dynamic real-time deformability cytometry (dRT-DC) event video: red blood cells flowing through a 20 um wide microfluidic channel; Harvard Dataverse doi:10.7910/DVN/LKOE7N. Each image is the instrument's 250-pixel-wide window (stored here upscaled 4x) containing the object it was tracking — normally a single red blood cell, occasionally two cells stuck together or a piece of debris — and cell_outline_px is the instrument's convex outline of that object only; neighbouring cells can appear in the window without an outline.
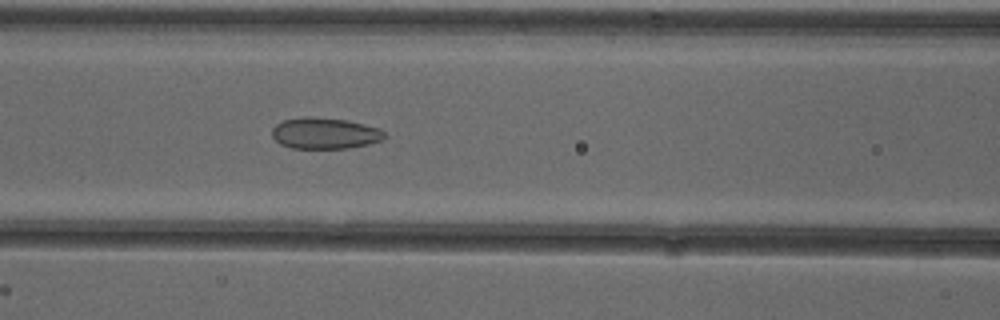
{"species": "common noctule bat (a hibernating species)", "species_latin": "Nyctalus noctula", "temperature_condition": "cold", "stored_images_in_passage": 53, "camera_frame_rate_fps": 3000, "um_per_image_px": 0.085, "animal": {"sex": "female"}, "frame": {"image": 1, "passage_image": 23, "time_ms": 7.333, "image_size_px": [1000, 320], "cell_outline_px": [[388, 136], [384, 140], [368, 144], [348, 148], [292, 148], [280, 144], [272, 136], [272, 128], [276, 124], [284, 120], [304, 116], [312, 116], [348, 120], [380, 128]], "centroid_in_image_um": [27.64, 11.32], "position_along_channel_um": 139.0, "area_um2": 20.69}}
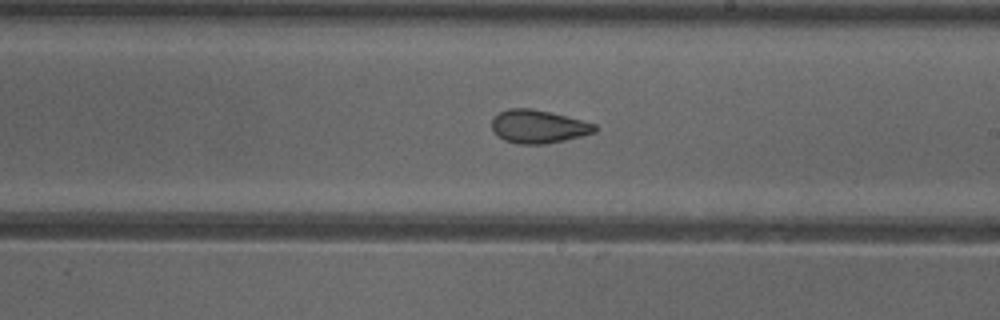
{"frame": {"image": 2, "passage_image": 31, "time_ms": 10.0, "image_size_px": [1000, 320], "cell_outline_px": [[596, 132], [564, 140], [544, 144], [520, 144], [504, 140], [492, 128], [492, 120], [500, 112], [508, 108], [532, 108], [552, 112], [596, 124]], "centroid_in_image_um": [45.77, 10.74], "position_along_channel_um": 243.2, "area_um2": 19.77}}
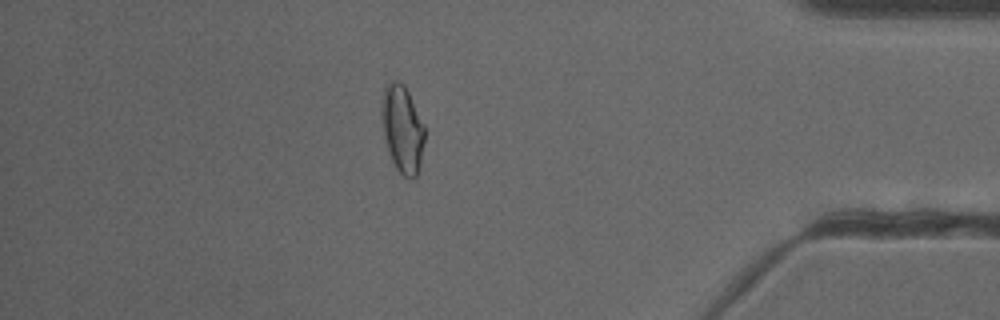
{"frame": {"image": 3, "passage_image": 46, "time_ms": 15.0, "image_size_px": [1000, 320], "cell_outline_px": [[424, 140], [420, 164], [416, 176], [412, 180], [404, 176], [396, 168], [388, 152], [384, 140], [380, 120], [380, 100], [384, 84], [392, 80], [396, 80], [404, 84], [424, 124]], "centroid_in_image_um": [34.15, 10.91], "position_along_channel_um": 401.1, "area_um2": 22.43}, "authors_computed_cell_mechanics": {"area_um2": 22.4264, "velocity_mm_per_s": 3.9086, "shape_relaxation_time_tau1_ms": null, "shape_relaxation_time_tau2_ms": 1.8943, "deformation_change_tau1": null, "deformation_change_tau2": 0.0744}}